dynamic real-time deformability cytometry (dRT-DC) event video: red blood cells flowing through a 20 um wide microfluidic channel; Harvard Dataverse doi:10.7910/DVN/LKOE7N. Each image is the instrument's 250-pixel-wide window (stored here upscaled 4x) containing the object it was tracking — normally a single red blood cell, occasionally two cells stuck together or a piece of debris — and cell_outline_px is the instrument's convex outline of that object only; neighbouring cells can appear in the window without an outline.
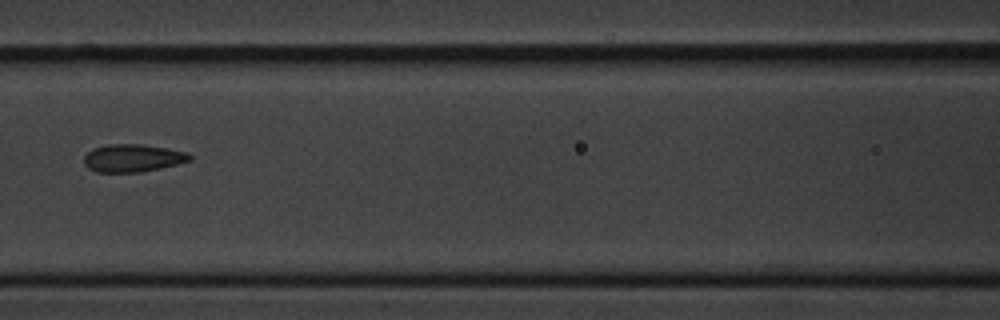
{"species": "common noctule bat (a hibernating species)", "species_latin": "Nyctalus noctula", "temperature_condition": "cold", "stored_images_in_passage": 9, "camera_frame_rate_fps": 3000, "um_per_image_px": 0.085, "animal": {"sex": "male", "body_mass_g": 20.1, "forearm_length_mm": 53.5}, "frame": {"image": 1, "passage_image": 6, "time_ms": 5.667, "image_size_px": [1000, 320], "cell_outline_px": [[192, 160], [160, 168], [140, 172], [96, 172], [88, 168], [84, 164], [84, 156], [92, 148], [108, 144], [144, 144], [188, 152], [192, 156]], "centroid_in_image_um": [11.27, 13.43], "position_along_channel_um": 155.3, "area_um2": 17.17}}
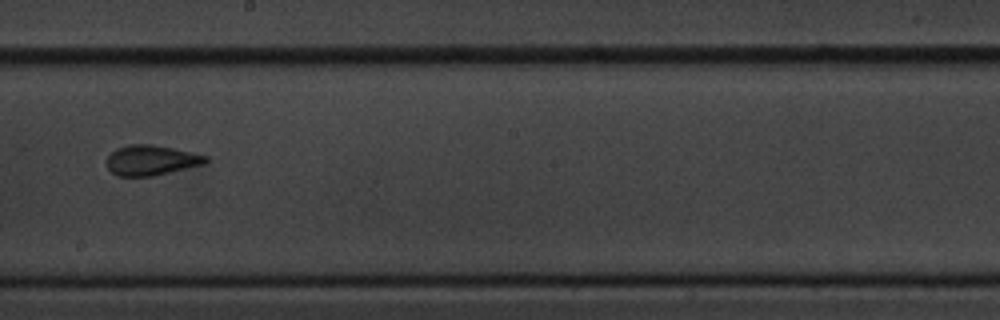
{"frame": {"image": 2, "passage_image": 8, "time_ms": 8.0, "image_size_px": [1000, 320], "cell_outline_px": [[208, 160], [204, 164], [152, 176], [116, 176], [108, 168], [108, 156], [116, 148], [128, 144], [148, 144], [172, 148], [208, 156]], "centroid_in_image_um": [12.84, 13.62], "position_along_channel_um": 235.4, "area_um2": 17.17}}
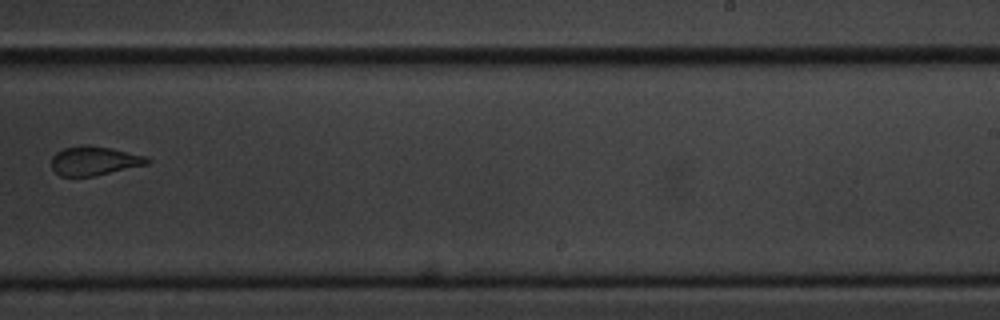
{"frame": {"image": 3, "passage_image": 9, "time_ms": 9.333, "image_size_px": [1000, 320], "cell_outline_px": [[152, 160], [148, 164], [92, 176], [60, 176], [52, 168], [52, 156], [56, 152], [64, 148], [84, 144], [88, 144], [112, 148], [144, 156]], "centroid_in_image_um": [7.99, 13.65], "position_along_channel_um": 281.0, "area_um2": 16.13}}